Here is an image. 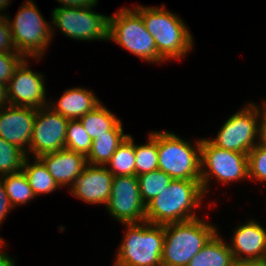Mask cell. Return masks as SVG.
I'll return each mask as SVG.
<instances>
[{"mask_svg": "<svg viewBox=\"0 0 266 266\" xmlns=\"http://www.w3.org/2000/svg\"><path fill=\"white\" fill-rule=\"evenodd\" d=\"M14 208L11 206L8 195L6 193L4 184L0 179V225H2L3 220L6 219L7 215ZM2 239V237H0Z\"/></svg>", "mask_w": 266, "mask_h": 266, "instance_id": "cell-32", "label": "cell"}, {"mask_svg": "<svg viewBox=\"0 0 266 266\" xmlns=\"http://www.w3.org/2000/svg\"><path fill=\"white\" fill-rule=\"evenodd\" d=\"M212 177L224 185L249 180L248 155L222 149L215 146L209 138H202L201 185L205 196L210 190Z\"/></svg>", "mask_w": 266, "mask_h": 266, "instance_id": "cell-8", "label": "cell"}, {"mask_svg": "<svg viewBox=\"0 0 266 266\" xmlns=\"http://www.w3.org/2000/svg\"><path fill=\"white\" fill-rule=\"evenodd\" d=\"M262 111L263 106L248 102L225 120L215 138L209 140L222 149L248 155V152L258 144Z\"/></svg>", "mask_w": 266, "mask_h": 266, "instance_id": "cell-9", "label": "cell"}, {"mask_svg": "<svg viewBox=\"0 0 266 266\" xmlns=\"http://www.w3.org/2000/svg\"><path fill=\"white\" fill-rule=\"evenodd\" d=\"M79 120L91 140L102 135H129L124 134L121 119L102 103Z\"/></svg>", "mask_w": 266, "mask_h": 266, "instance_id": "cell-19", "label": "cell"}, {"mask_svg": "<svg viewBox=\"0 0 266 266\" xmlns=\"http://www.w3.org/2000/svg\"><path fill=\"white\" fill-rule=\"evenodd\" d=\"M249 180L266 184V149L258 144L248 152Z\"/></svg>", "mask_w": 266, "mask_h": 266, "instance_id": "cell-29", "label": "cell"}, {"mask_svg": "<svg viewBox=\"0 0 266 266\" xmlns=\"http://www.w3.org/2000/svg\"><path fill=\"white\" fill-rule=\"evenodd\" d=\"M0 52H17L12 40V34L7 17L0 15Z\"/></svg>", "mask_w": 266, "mask_h": 266, "instance_id": "cell-31", "label": "cell"}, {"mask_svg": "<svg viewBox=\"0 0 266 266\" xmlns=\"http://www.w3.org/2000/svg\"><path fill=\"white\" fill-rule=\"evenodd\" d=\"M141 15L145 28L153 36L159 57L163 61L183 59L191 52L193 36L185 22L164 4L159 7L133 5Z\"/></svg>", "mask_w": 266, "mask_h": 266, "instance_id": "cell-1", "label": "cell"}, {"mask_svg": "<svg viewBox=\"0 0 266 266\" xmlns=\"http://www.w3.org/2000/svg\"><path fill=\"white\" fill-rule=\"evenodd\" d=\"M113 177L105 166L87 164L69 190L73 197L85 203L106 206L111 194Z\"/></svg>", "mask_w": 266, "mask_h": 266, "instance_id": "cell-15", "label": "cell"}, {"mask_svg": "<svg viewBox=\"0 0 266 266\" xmlns=\"http://www.w3.org/2000/svg\"><path fill=\"white\" fill-rule=\"evenodd\" d=\"M11 0H0V12L3 10L5 11V9L10 5ZM0 15L4 16V14Z\"/></svg>", "mask_w": 266, "mask_h": 266, "instance_id": "cell-38", "label": "cell"}, {"mask_svg": "<svg viewBox=\"0 0 266 266\" xmlns=\"http://www.w3.org/2000/svg\"><path fill=\"white\" fill-rule=\"evenodd\" d=\"M123 241L118 247L115 266H162L164 225L150 222L125 224Z\"/></svg>", "mask_w": 266, "mask_h": 266, "instance_id": "cell-4", "label": "cell"}, {"mask_svg": "<svg viewBox=\"0 0 266 266\" xmlns=\"http://www.w3.org/2000/svg\"><path fill=\"white\" fill-rule=\"evenodd\" d=\"M234 259L229 244L217 231L204 247L192 257L188 266H230Z\"/></svg>", "mask_w": 266, "mask_h": 266, "instance_id": "cell-20", "label": "cell"}, {"mask_svg": "<svg viewBox=\"0 0 266 266\" xmlns=\"http://www.w3.org/2000/svg\"><path fill=\"white\" fill-rule=\"evenodd\" d=\"M109 40L147 63H164L158 55L153 36L134 8L122 7L119 12L109 16Z\"/></svg>", "mask_w": 266, "mask_h": 266, "instance_id": "cell-7", "label": "cell"}, {"mask_svg": "<svg viewBox=\"0 0 266 266\" xmlns=\"http://www.w3.org/2000/svg\"><path fill=\"white\" fill-rule=\"evenodd\" d=\"M235 259L266 261V228L254 219L238 225L230 238Z\"/></svg>", "mask_w": 266, "mask_h": 266, "instance_id": "cell-16", "label": "cell"}, {"mask_svg": "<svg viewBox=\"0 0 266 266\" xmlns=\"http://www.w3.org/2000/svg\"><path fill=\"white\" fill-rule=\"evenodd\" d=\"M95 6L54 8L53 26L71 39L81 41L108 40L109 16L94 12Z\"/></svg>", "mask_w": 266, "mask_h": 266, "instance_id": "cell-10", "label": "cell"}, {"mask_svg": "<svg viewBox=\"0 0 266 266\" xmlns=\"http://www.w3.org/2000/svg\"><path fill=\"white\" fill-rule=\"evenodd\" d=\"M230 266H266V261L233 259Z\"/></svg>", "mask_w": 266, "mask_h": 266, "instance_id": "cell-36", "label": "cell"}, {"mask_svg": "<svg viewBox=\"0 0 266 266\" xmlns=\"http://www.w3.org/2000/svg\"><path fill=\"white\" fill-rule=\"evenodd\" d=\"M30 156H26L22 171L24 172L29 186L32 188L34 195L49 194L53 191L60 189L55 182L49 171L45 167L44 163L38 158L34 157L33 164L30 163Z\"/></svg>", "mask_w": 266, "mask_h": 266, "instance_id": "cell-21", "label": "cell"}, {"mask_svg": "<svg viewBox=\"0 0 266 266\" xmlns=\"http://www.w3.org/2000/svg\"><path fill=\"white\" fill-rule=\"evenodd\" d=\"M128 135H102L92 140L87 164L105 166Z\"/></svg>", "mask_w": 266, "mask_h": 266, "instance_id": "cell-24", "label": "cell"}, {"mask_svg": "<svg viewBox=\"0 0 266 266\" xmlns=\"http://www.w3.org/2000/svg\"><path fill=\"white\" fill-rule=\"evenodd\" d=\"M59 187L70 185L69 189L87 165L86 157L66 148L38 157Z\"/></svg>", "mask_w": 266, "mask_h": 266, "instance_id": "cell-17", "label": "cell"}, {"mask_svg": "<svg viewBox=\"0 0 266 266\" xmlns=\"http://www.w3.org/2000/svg\"><path fill=\"white\" fill-rule=\"evenodd\" d=\"M10 204L13 208L26 205L36 198L23 171L1 176Z\"/></svg>", "mask_w": 266, "mask_h": 266, "instance_id": "cell-23", "label": "cell"}, {"mask_svg": "<svg viewBox=\"0 0 266 266\" xmlns=\"http://www.w3.org/2000/svg\"><path fill=\"white\" fill-rule=\"evenodd\" d=\"M37 109L7 105L0 108V137L18 146L27 156Z\"/></svg>", "mask_w": 266, "mask_h": 266, "instance_id": "cell-14", "label": "cell"}, {"mask_svg": "<svg viewBox=\"0 0 266 266\" xmlns=\"http://www.w3.org/2000/svg\"><path fill=\"white\" fill-rule=\"evenodd\" d=\"M9 105L7 86L0 82V108Z\"/></svg>", "mask_w": 266, "mask_h": 266, "instance_id": "cell-37", "label": "cell"}, {"mask_svg": "<svg viewBox=\"0 0 266 266\" xmlns=\"http://www.w3.org/2000/svg\"><path fill=\"white\" fill-rule=\"evenodd\" d=\"M91 147L92 140L80 120H69L65 137V148L87 157Z\"/></svg>", "mask_w": 266, "mask_h": 266, "instance_id": "cell-28", "label": "cell"}, {"mask_svg": "<svg viewBox=\"0 0 266 266\" xmlns=\"http://www.w3.org/2000/svg\"><path fill=\"white\" fill-rule=\"evenodd\" d=\"M218 231L215 225L197 217L164 225L162 266H188L209 239Z\"/></svg>", "mask_w": 266, "mask_h": 266, "instance_id": "cell-3", "label": "cell"}, {"mask_svg": "<svg viewBox=\"0 0 266 266\" xmlns=\"http://www.w3.org/2000/svg\"><path fill=\"white\" fill-rule=\"evenodd\" d=\"M201 141L191 144L173 132L157 131L158 169L175 180L201 181Z\"/></svg>", "mask_w": 266, "mask_h": 266, "instance_id": "cell-6", "label": "cell"}, {"mask_svg": "<svg viewBox=\"0 0 266 266\" xmlns=\"http://www.w3.org/2000/svg\"><path fill=\"white\" fill-rule=\"evenodd\" d=\"M26 153L0 137V177L22 171Z\"/></svg>", "mask_w": 266, "mask_h": 266, "instance_id": "cell-27", "label": "cell"}, {"mask_svg": "<svg viewBox=\"0 0 266 266\" xmlns=\"http://www.w3.org/2000/svg\"><path fill=\"white\" fill-rule=\"evenodd\" d=\"M50 101L52 100H49L48 106L68 120L80 119L102 103L93 91L82 87L69 88L57 102Z\"/></svg>", "mask_w": 266, "mask_h": 266, "instance_id": "cell-18", "label": "cell"}, {"mask_svg": "<svg viewBox=\"0 0 266 266\" xmlns=\"http://www.w3.org/2000/svg\"><path fill=\"white\" fill-rule=\"evenodd\" d=\"M204 196L201 181L174 179L146 205V221L166 225L195 219L199 216L194 211L201 208Z\"/></svg>", "mask_w": 266, "mask_h": 266, "instance_id": "cell-2", "label": "cell"}, {"mask_svg": "<svg viewBox=\"0 0 266 266\" xmlns=\"http://www.w3.org/2000/svg\"><path fill=\"white\" fill-rule=\"evenodd\" d=\"M105 207L109 216L123 225L145 222L146 205L140 196L137 176L113 177L110 198Z\"/></svg>", "mask_w": 266, "mask_h": 266, "instance_id": "cell-11", "label": "cell"}, {"mask_svg": "<svg viewBox=\"0 0 266 266\" xmlns=\"http://www.w3.org/2000/svg\"><path fill=\"white\" fill-rule=\"evenodd\" d=\"M68 121L48 105L37 109L30 141L33 158L65 148Z\"/></svg>", "mask_w": 266, "mask_h": 266, "instance_id": "cell-12", "label": "cell"}, {"mask_svg": "<svg viewBox=\"0 0 266 266\" xmlns=\"http://www.w3.org/2000/svg\"><path fill=\"white\" fill-rule=\"evenodd\" d=\"M149 133L147 143L135 144L136 176L158 169L157 131Z\"/></svg>", "mask_w": 266, "mask_h": 266, "instance_id": "cell-26", "label": "cell"}, {"mask_svg": "<svg viewBox=\"0 0 266 266\" xmlns=\"http://www.w3.org/2000/svg\"><path fill=\"white\" fill-rule=\"evenodd\" d=\"M63 7H88L96 6L98 0H57Z\"/></svg>", "mask_w": 266, "mask_h": 266, "instance_id": "cell-34", "label": "cell"}, {"mask_svg": "<svg viewBox=\"0 0 266 266\" xmlns=\"http://www.w3.org/2000/svg\"><path fill=\"white\" fill-rule=\"evenodd\" d=\"M17 12L14 20H11L9 14H4L10 25L16 51L25 58H43L54 34L52 24L42 16L32 0L24 1Z\"/></svg>", "mask_w": 266, "mask_h": 266, "instance_id": "cell-5", "label": "cell"}, {"mask_svg": "<svg viewBox=\"0 0 266 266\" xmlns=\"http://www.w3.org/2000/svg\"><path fill=\"white\" fill-rule=\"evenodd\" d=\"M105 167L114 177L136 175L135 143L131 135L118 146Z\"/></svg>", "mask_w": 266, "mask_h": 266, "instance_id": "cell-22", "label": "cell"}, {"mask_svg": "<svg viewBox=\"0 0 266 266\" xmlns=\"http://www.w3.org/2000/svg\"><path fill=\"white\" fill-rule=\"evenodd\" d=\"M24 59L25 57L18 52H0V82L7 85L15 69Z\"/></svg>", "mask_w": 266, "mask_h": 266, "instance_id": "cell-30", "label": "cell"}, {"mask_svg": "<svg viewBox=\"0 0 266 266\" xmlns=\"http://www.w3.org/2000/svg\"><path fill=\"white\" fill-rule=\"evenodd\" d=\"M28 62V58H25L19 64L6 85L9 105L40 109L49 104L46 99L45 77L39 72H33Z\"/></svg>", "mask_w": 266, "mask_h": 266, "instance_id": "cell-13", "label": "cell"}, {"mask_svg": "<svg viewBox=\"0 0 266 266\" xmlns=\"http://www.w3.org/2000/svg\"><path fill=\"white\" fill-rule=\"evenodd\" d=\"M263 111L259 123L258 145L266 149V101L262 103Z\"/></svg>", "mask_w": 266, "mask_h": 266, "instance_id": "cell-33", "label": "cell"}, {"mask_svg": "<svg viewBox=\"0 0 266 266\" xmlns=\"http://www.w3.org/2000/svg\"><path fill=\"white\" fill-rule=\"evenodd\" d=\"M5 240L0 239V266H16L14 259L8 255L4 250Z\"/></svg>", "mask_w": 266, "mask_h": 266, "instance_id": "cell-35", "label": "cell"}, {"mask_svg": "<svg viewBox=\"0 0 266 266\" xmlns=\"http://www.w3.org/2000/svg\"><path fill=\"white\" fill-rule=\"evenodd\" d=\"M137 178L140 196L145 205L157 197L174 180L159 169L139 175Z\"/></svg>", "mask_w": 266, "mask_h": 266, "instance_id": "cell-25", "label": "cell"}]
</instances>
